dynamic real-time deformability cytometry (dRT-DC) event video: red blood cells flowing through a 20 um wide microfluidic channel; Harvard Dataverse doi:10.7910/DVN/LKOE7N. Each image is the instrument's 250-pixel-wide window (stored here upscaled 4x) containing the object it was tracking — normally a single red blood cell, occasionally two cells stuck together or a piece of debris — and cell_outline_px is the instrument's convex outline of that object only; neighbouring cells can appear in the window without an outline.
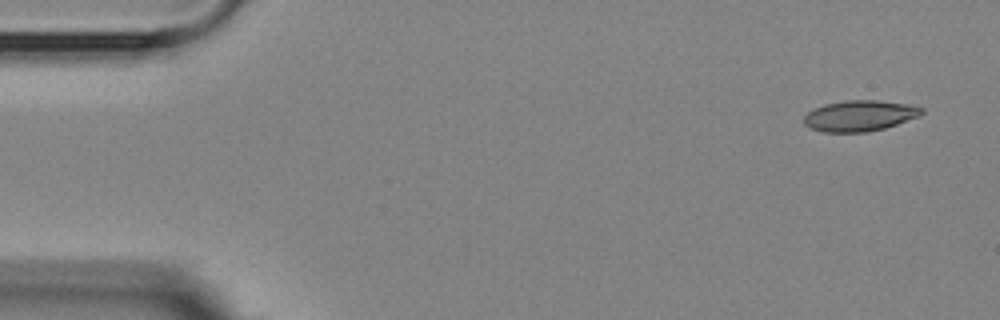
{"species": "Egyptian fruit bat (a non-hibernating species)", "species_latin": "Rousettus aegyptiacus", "temperature_condition": "room temperature", "stored_images_in_passage": 6, "camera_frame_rate_fps": 3000, "um_per_image_px": 0.085, "animal": {"sex": "female"}, "frame": {"image": 1, "passage_image": 1, "time_ms": 0.0, "image_size_px": [1000, 320], "cell_outline_px": [[924, 112], [920, 116], [884, 128], [868, 132], [824, 132], [812, 128], [804, 124], [804, 116], [808, 112], [824, 104], [844, 100], [880, 100], [908, 104], [924, 108]], "centroid_in_image_um": [73.1, 9.83], "position_along_channel_um": 11.9, "area_um2": 21.15}}
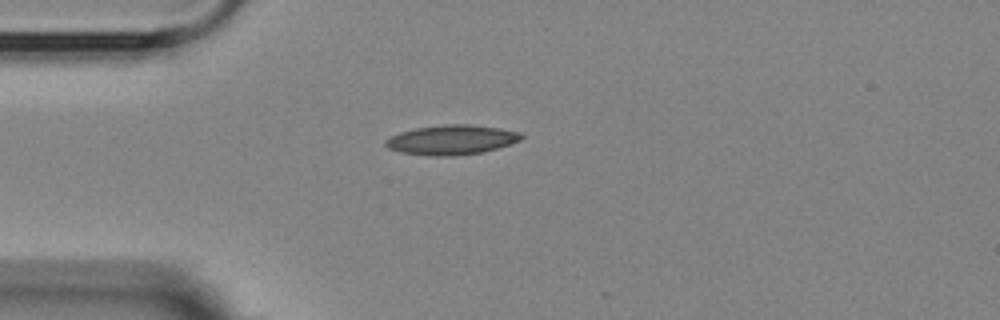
{"frame": {"image": 2, "passage_image": 4, "time_ms": 3.667, "image_size_px": [1000, 320], "cell_outline_px": [[524, 136], [520, 140], [496, 148], [480, 152], [452, 156], [432, 156], [400, 152], [388, 148], [384, 144], [384, 140], [400, 132], [416, 128], [444, 124], [468, 124], [500, 128], [520, 132]], "centroid_in_image_um": [38.36, 11.88], "position_along_channel_um": 46.6, "area_um2": 23.29}}
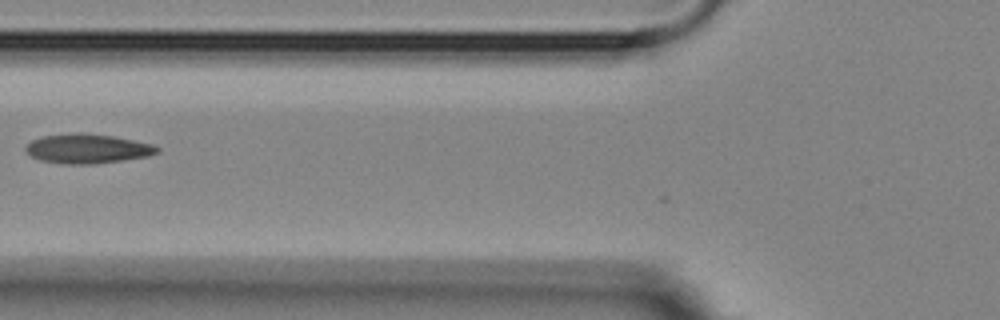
{"frame": {"image": 3, "passage_image": 6, "time_ms": 6.0, "image_size_px": [1000, 320], "cell_outline_px": [[160, 152], [148, 156], [124, 160], [96, 164], [60, 164], [40, 160], [32, 156], [24, 148], [32, 140], [44, 136], [76, 132], [80, 132], [112, 136], [152, 144], [160, 148]], "centroid_in_image_um": [7.45, 12.64], "position_along_channel_um": 118.4, "area_um2": 22.54}}